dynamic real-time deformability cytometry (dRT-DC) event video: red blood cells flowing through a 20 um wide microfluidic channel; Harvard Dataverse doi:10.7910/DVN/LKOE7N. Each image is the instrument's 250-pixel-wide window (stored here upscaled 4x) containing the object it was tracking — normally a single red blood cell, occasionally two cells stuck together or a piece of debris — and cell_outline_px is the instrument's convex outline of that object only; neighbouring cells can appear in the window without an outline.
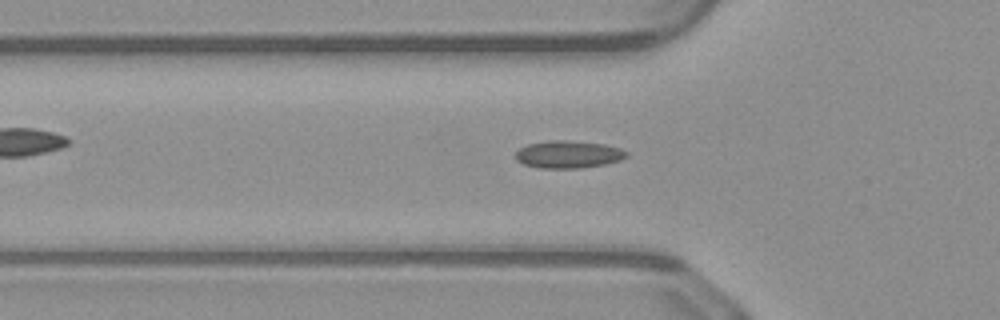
{"species": "common noctule bat (a hibernating species)", "species_latin": "Nyctalus noctula", "temperature_condition": "warm", "stored_images_in_passage": 47, "camera_frame_rate_fps": 3000, "um_per_image_px": 0.085, "animal": {"sex": "male", "body_mass_g": 23.1, "forearm_length_mm": 52.7}, "frame": {"image": 1, "passage_image": 16, "time_ms": 5.0, "image_size_px": [1000, 320], "cell_outline_px": [[628, 156], [620, 160], [604, 164], [580, 168], [540, 168], [524, 164], [516, 160], [516, 152], [520, 148], [528, 144], [548, 140], [564, 140], [604, 144], [620, 148], [628, 152]], "centroid_in_image_um": [48.31, 13.12], "position_along_channel_um": 77.5, "area_um2": 17.69}}
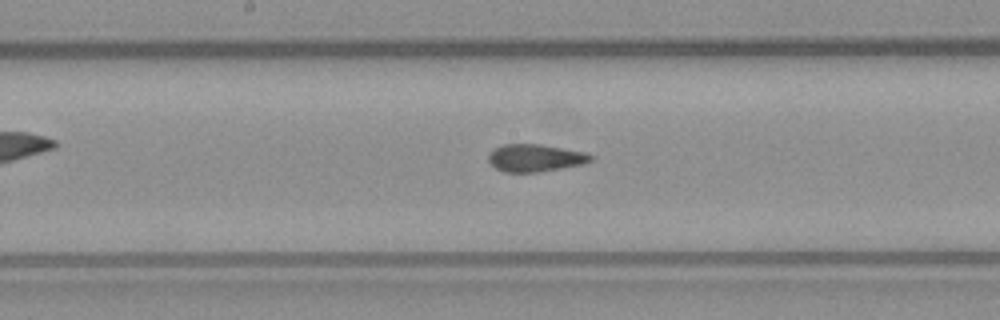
{"frame": {"image": 2, "passage_image": 25, "time_ms": 8.0, "image_size_px": [1000, 320], "cell_outline_px": [[596, 156], [592, 160], [584, 164], [536, 172], [504, 172], [496, 168], [488, 160], [488, 156], [496, 148], [504, 144], [540, 144], [588, 152]], "centroid_in_image_um": [45.56, 13.42], "position_along_channel_um": 202.6, "area_um2": 16.36}}
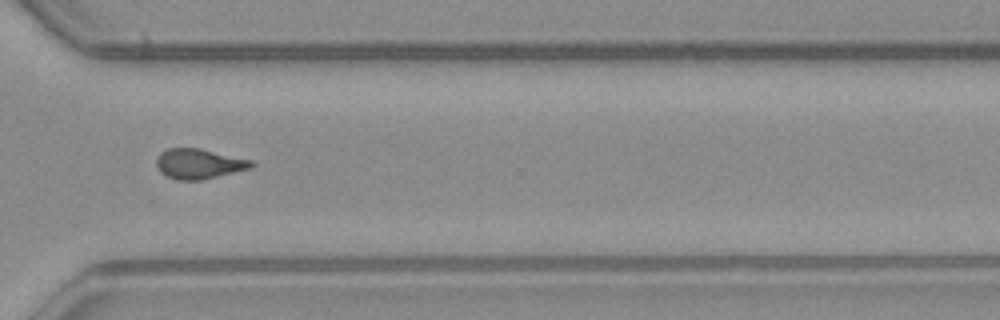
{"frame": {"image": 3, "passage_image": 36, "time_ms": 11.667, "image_size_px": [1000, 320], "cell_outline_px": [[256, 164], [252, 168], [200, 180], [176, 180], [160, 172], [156, 168], [156, 156], [160, 152], [168, 148], [200, 148], [252, 160]], "centroid_in_image_um": [16.89, 13.91], "position_along_channel_um": 353.7, "area_um2": 16.76}}